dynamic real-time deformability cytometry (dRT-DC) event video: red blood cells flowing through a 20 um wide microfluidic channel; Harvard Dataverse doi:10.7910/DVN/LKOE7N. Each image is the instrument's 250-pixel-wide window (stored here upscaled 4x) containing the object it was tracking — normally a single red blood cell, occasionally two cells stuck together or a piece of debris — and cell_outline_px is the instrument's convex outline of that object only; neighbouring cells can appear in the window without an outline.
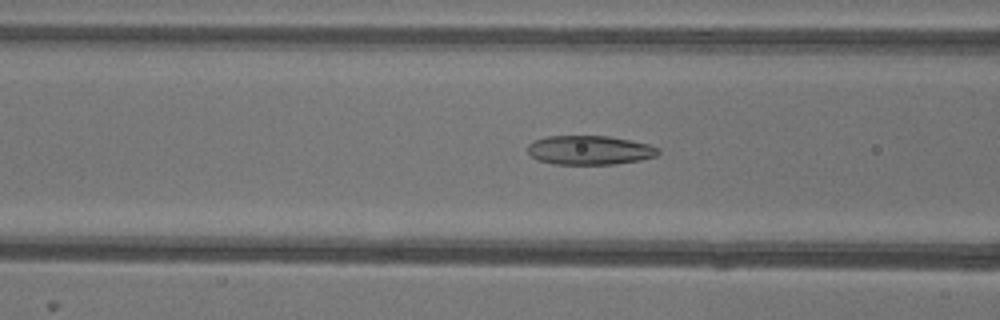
{"species": "common noctule bat (a hibernating species)", "species_latin": "Nyctalus noctula", "temperature_condition": "warm", "stored_images_in_passage": 36, "camera_frame_rate_fps": 3000, "um_per_image_px": 0.085, "animal": {"sex": "female"}, "frame": {"image": 1, "passage_image": 4, "time_ms": 1.0, "image_size_px": [1000, 320], "cell_outline_px": [[660, 152], [656, 156], [640, 160], [616, 164], [552, 164], [536, 160], [528, 152], [528, 144], [532, 140], [548, 136], [608, 136], [648, 144], [660, 148]], "centroid_in_image_um": [50.09, 12.76], "position_along_channel_um": 116.5, "area_um2": 22.25}}
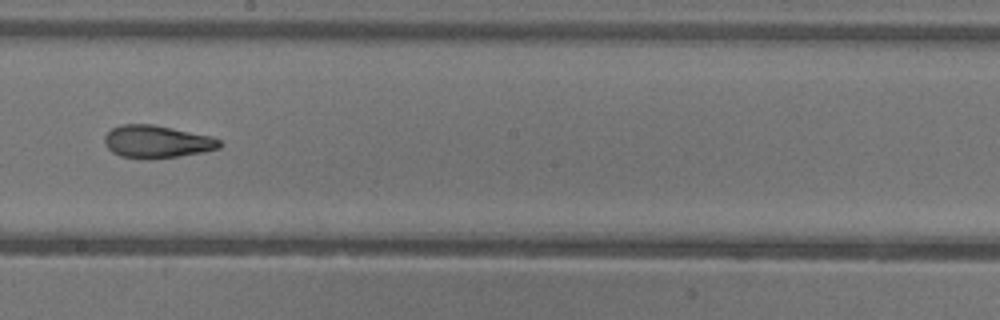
{"frame": {"image": 2, "passage_image": 13, "time_ms": 4.0, "image_size_px": [1000, 320], "cell_outline_px": [[224, 144], [220, 148], [204, 152], [176, 156], [120, 156], [112, 152], [108, 148], [104, 140], [104, 136], [112, 128], [120, 124], [156, 124], [212, 136], [220, 140]], "centroid_in_image_um": [13.39, 11.99], "position_along_channel_um": 234.8, "area_um2": 21.39}}
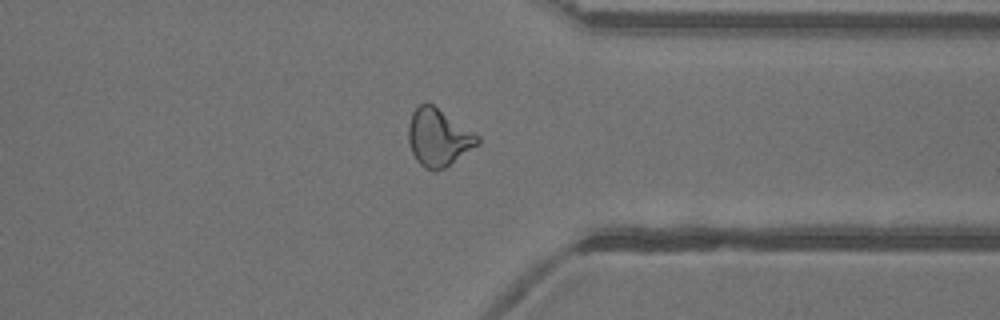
{"frame": {"image": 3, "passage_image": 24, "time_ms": 7.667, "image_size_px": [1000, 320], "cell_outline_px": [[480, 144], [444, 168], [436, 172], [424, 168], [416, 160], [412, 152], [408, 140], [408, 124], [412, 112], [424, 100], [432, 104], [480, 136]], "centroid_in_image_um": [37.25, 11.69], "position_along_channel_um": 374.1, "area_um2": 23.24}}